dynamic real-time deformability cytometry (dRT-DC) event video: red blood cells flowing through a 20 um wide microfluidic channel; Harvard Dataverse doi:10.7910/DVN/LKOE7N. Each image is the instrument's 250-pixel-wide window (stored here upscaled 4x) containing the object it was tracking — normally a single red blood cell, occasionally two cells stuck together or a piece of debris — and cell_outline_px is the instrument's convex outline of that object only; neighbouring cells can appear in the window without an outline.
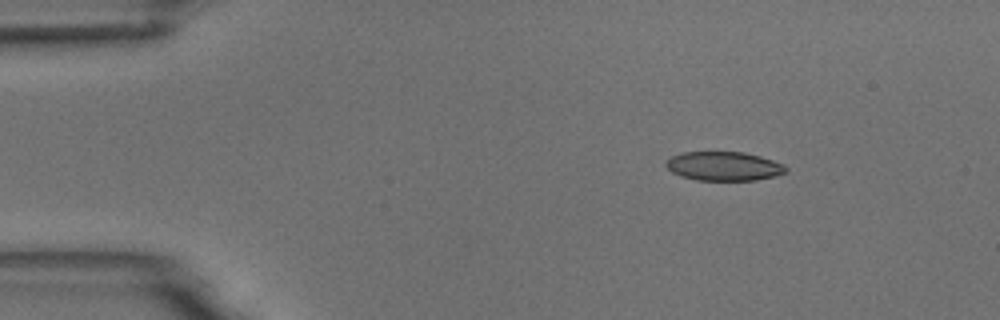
{"species": "common noctule bat (a hibernating species)", "species_latin": "Nyctalus noctula", "temperature_condition": "room temperature", "stored_images_in_passage": 5, "camera_frame_rate_fps": 3000, "um_per_image_px": 0.085, "animal": {"sex": "male", "body_mass_g": 18.8}, "frame": {"image": 1, "passage_image": 2, "time_ms": 1.0, "image_size_px": [1000, 320], "cell_outline_px": [[788, 172], [776, 176], [756, 180], [696, 180], [680, 176], [672, 172], [664, 164], [672, 156], [684, 152], [744, 152], [760, 156], [784, 164], [788, 168]], "centroid_in_image_um": [61.56, 14.13], "position_along_channel_um": 23.4, "area_um2": 20.35}}
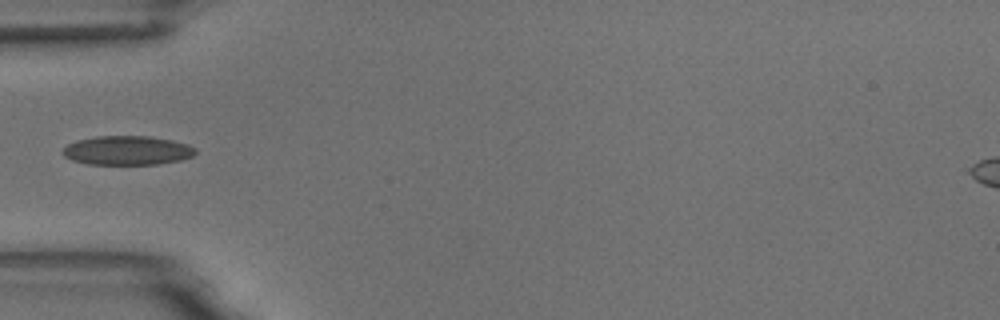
{"frame": {"image": 2, "passage_image": 4, "time_ms": 4.333, "image_size_px": [1000, 320], "cell_outline_px": [[196, 152], [192, 156], [180, 160], [156, 164], [88, 164], [72, 160], [64, 156], [60, 152], [68, 144], [76, 140], [96, 136], [152, 136], [172, 140], [188, 144], [196, 148]], "centroid_in_image_um": [10.8, 12.78], "position_along_channel_um": 74.2, "area_um2": 22.6}}
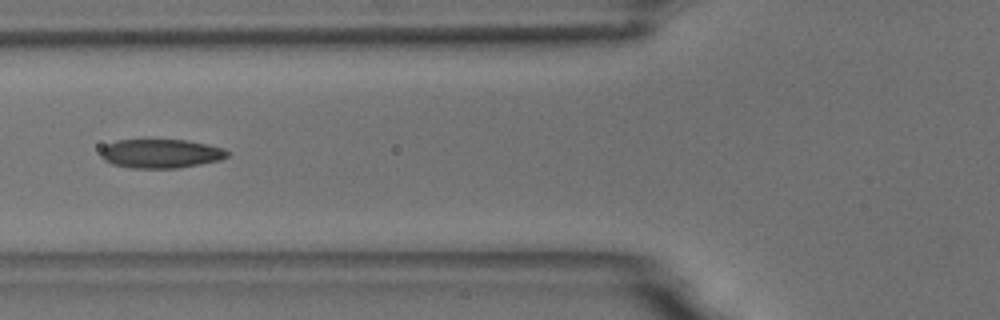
{"frame": {"image": 3, "passage_image": 5, "time_ms": 5.333, "image_size_px": [1000, 320], "cell_outline_px": [[228, 156], [220, 160], [200, 164], [176, 168], [132, 168], [112, 164], [104, 160], [100, 156], [100, 152], [108, 144], [116, 140], [188, 140], [208, 144], [224, 148], [228, 152]], "centroid_in_image_um": [13.68, 13.05], "position_along_channel_um": 112.1, "area_um2": 21.33}}